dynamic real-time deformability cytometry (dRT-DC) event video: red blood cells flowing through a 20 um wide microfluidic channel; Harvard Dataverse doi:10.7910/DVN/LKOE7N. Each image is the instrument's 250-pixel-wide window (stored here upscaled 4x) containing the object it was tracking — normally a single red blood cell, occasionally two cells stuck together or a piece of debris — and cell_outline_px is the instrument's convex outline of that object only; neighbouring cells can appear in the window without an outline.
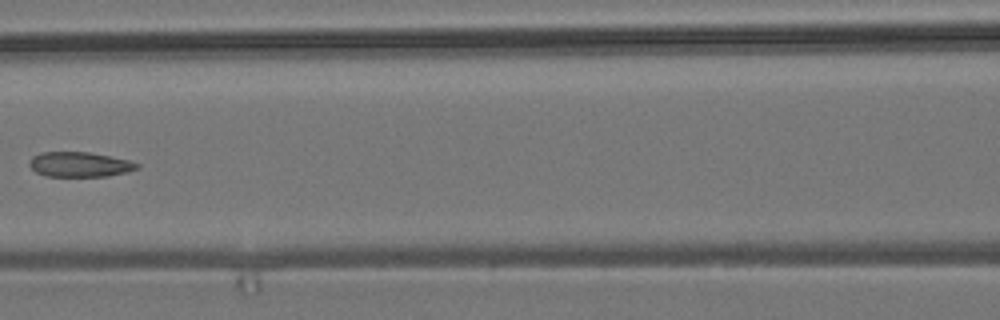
{"species": "common noctule bat (a hibernating species)", "species_latin": "Nyctalus noctula", "temperature_condition": "room temperature", "stored_images_in_passage": 6, "camera_frame_rate_fps": 3000, "um_per_image_px": 0.085, "animal": {"sex": "male", "body_mass_g": 19.2, "forearm_length_mm": 51.8}, "frame": {"image": 1, "passage_image": 5, "time_ms": 4.667, "image_size_px": [1000, 320], "cell_outline_px": [[140, 168], [128, 172], [108, 176], [44, 176], [36, 172], [28, 164], [32, 156], [40, 152], [88, 152], [128, 160], [140, 164]], "centroid_in_image_um": [6.77, 13.98], "position_along_channel_um": 159.8, "area_um2": 15.66}}
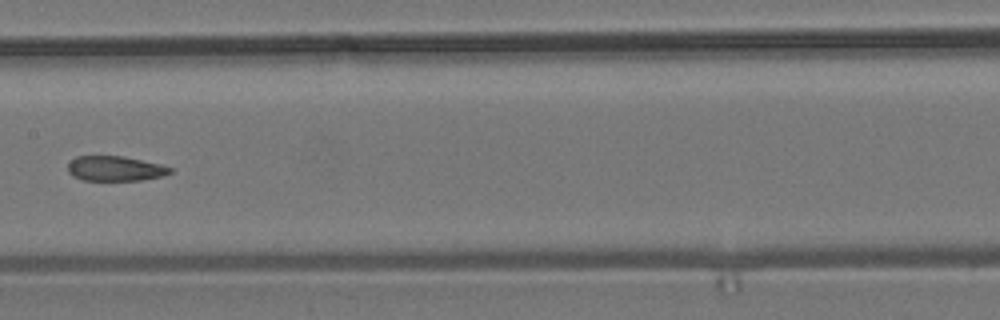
{"frame": {"image": 2, "passage_image": 6, "time_ms": 5.667, "image_size_px": [1000, 320], "cell_outline_px": [[172, 172], [164, 176], [140, 180], [84, 180], [72, 176], [68, 172], [68, 164], [76, 156], [124, 156], [160, 164], [172, 168]], "centroid_in_image_um": [9.79, 14.32], "position_along_channel_um": 197.6, "area_um2": 14.85}}